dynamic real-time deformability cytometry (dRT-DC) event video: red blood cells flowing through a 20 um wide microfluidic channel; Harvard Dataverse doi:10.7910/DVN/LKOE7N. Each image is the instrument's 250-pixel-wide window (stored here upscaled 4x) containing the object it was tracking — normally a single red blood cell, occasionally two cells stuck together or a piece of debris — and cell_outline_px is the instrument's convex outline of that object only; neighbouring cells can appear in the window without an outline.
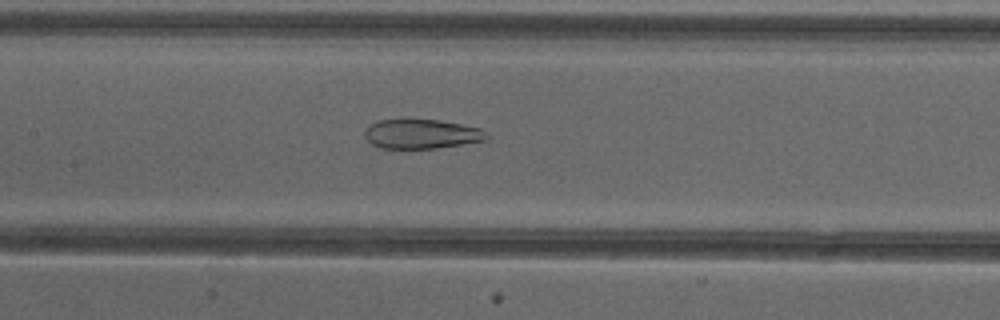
{"species": "common noctule bat (a hibernating species)", "species_latin": "Nyctalus noctula", "temperature_condition": "cold", "stored_images_in_passage": 51, "camera_frame_rate_fps": 3000, "um_per_image_px": 0.085, "animal": {"sex": "female"}, "frame": {"image": 1, "passage_image": 25, "time_ms": 8.0, "image_size_px": [1000, 320], "cell_outline_px": [[488, 136], [484, 140], [436, 148], [380, 148], [372, 144], [364, 136], [364, 128], [368, 124], [380, 120], [404, 116], [408, 116], [440, 120], [480, 128], [488, 132]], "centroid_in_image_um": [35.74, 11.33], "position_along_channel_um": 171.7, "area_um2": 21.68}}
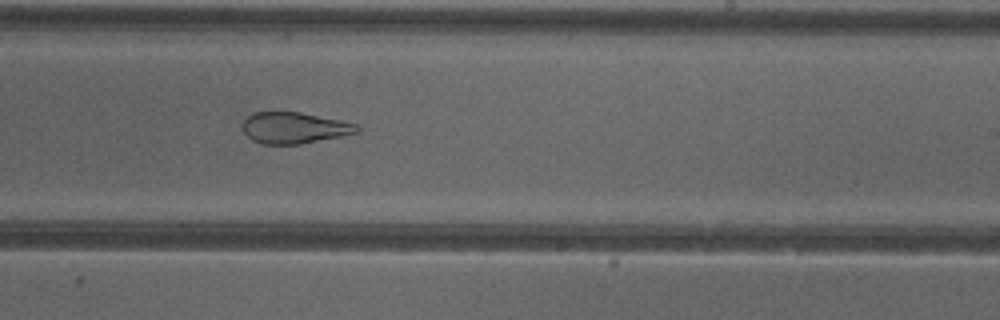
{"frame": {"image": 2, "passage_image": 32, "time_ms": 10.333, "image_size_px": [1000, 320], "cell_outline_px": [[360, 132], [300, 144], [260, 144], [252, 140], [244, 132], [244, 120], [252, 112], [300, 112], [340, 120], [356, 124], [360, 128]], "centroid_in_image_um": [25.01, 10.87], "position_along_channel_um": 264.0, "area_um2": 20.69}}
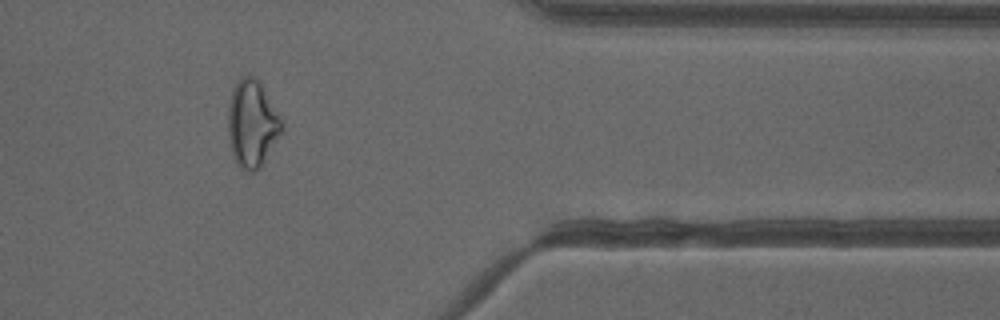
{"frame": {"image": 3, "passage_image": 43, "time_ms": 14.0, "image_size_px": [1000, 320], "cell_outline_px": [[284, 132], [260, 168], [252, 172], [248, 172], [240, 168], [232, 152], [228, 140], [228, 104], [232, 88], [240, 76], [256, 76], [260, 80], [284, 124]], "centroid_in_image_um": [21.45, 10.5], "position_along_channel_um": 390.0, "area_um2": 27.86}, "authors_computed_cell_mechanics": {"area_um2": 27.8596, "velocity_mm_per_s": 3.9798, "shape_relaxation_time_tau1_ms": null, "shape_relaxation_time_tau2_ms": 2.0229, "deformation_change_tau1": null, "deformation_change_tau2": 0.1089}}